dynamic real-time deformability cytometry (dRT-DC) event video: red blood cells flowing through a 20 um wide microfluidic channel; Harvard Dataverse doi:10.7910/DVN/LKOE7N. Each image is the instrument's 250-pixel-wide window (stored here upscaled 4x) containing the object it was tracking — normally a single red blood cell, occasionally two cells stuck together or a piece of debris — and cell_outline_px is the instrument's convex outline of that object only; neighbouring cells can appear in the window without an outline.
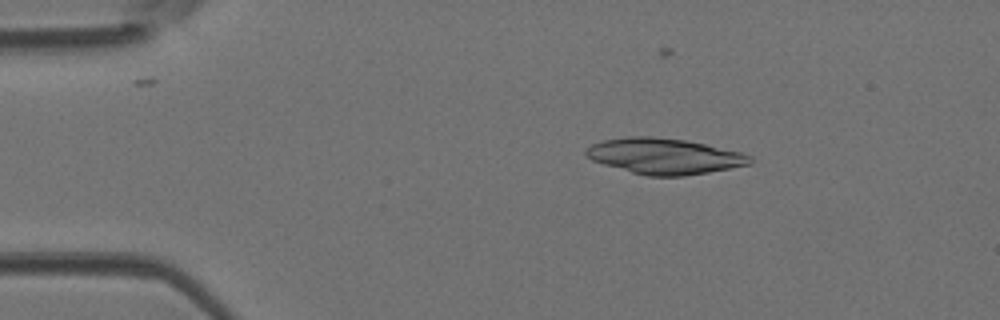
{"species": "Egyptian fruit bat (a non-hibernating species)", "species_latin": "Rousettus aegyptiacus", "temperature_condition": "room temperature", "stored_images_in_passage": 30, "camera_frame_rate_fps": 3000, "um_per_image_px": 0.085, "animal": {"sex": "female"}, "frame": {"image": 1, "passage_image": 1, "time_ms": 0.0, "image_size_px": [1000, 320], "cell_outline_px": [[752, 164], [708, 172], [684, 176], [648, 176], [632, 172], [604, 164], [592, 160], [584, 152], [592, 144], [604, 140], [628, 136], [652, 136], [684, 140], [704, 144], [740, 152], [752, 156]], "centroid_in_image_um": [56.48, 13.27], "position_along_channel_um": 28.5, "area_um2": 33.87}}